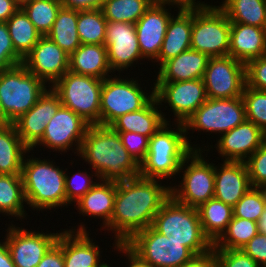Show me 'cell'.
<instances>
[{"mask_svg": "<svg viewBox=\"0 0 266 267\" xmlns=\"http://www.w3.org/2000/svg\"><path fill=\"white\" fill-rule=\"evenodd\" d=\"M241 250L261 267H266V235L258 233Z\"/></svg>", "mask_w": 266, "mask_h": 267, "instance_id": "47", "label": "cell"}, {"mask_svg": "<svg viewBox=\"0 0 266 267\" xmlns=\"http://www.w3.org/2000/svg\"><path fill=\"white\" fill-rule=\"evenodd\" d=\"M123 146L131 157L140 165L149 150V137L135 132H118Z\"/></svg>", "mask_w": 266, "mask_h": 267, "instance_id": "45", "label": "cell"}, {"mask_svg": "<svg viewBox=\"0 0 266 267\" xmlns=\"http://www.w3.org/2000/svg\"><path fill=\"white\" fill-rule=\"evenodd\" d=\"M202 79L207 98H236L246 85V66L232 56L210 57Z\"/></svg>", "mask_w": 266, "mask_h": 267, "instance_id": "13", "label": "cell"}, {"mask_svg": "<svg viewBox=\"0 0 266 267\" xmlns=\"http://www.w3.org/2000/svg\"><path fill=\"white\" fill-rule=\"evenodd\" d=\"M116 196V182L103 181L97 182L84 196L76 203L79 214L101 218L102 228L110 224L114 209Z\"/></svg>", "mask_w": 266, "mask_h": 267, "instance_id": "28", "label": "cell"}, {"mask_svg": "<svg viewBox=\"0 0 266 267\" xmlns=\"http://www.w3.org/2000/svg\"><path fill=\"white\" fill-rule=\"evenodd\" d=\"M219 138L216 150L225 161L245 162L261 146L266 134L255 123L245 120Z\"/></svg>", "mask_w": 266, "mask_h": 267, "instance_id": "21", "label": "cell"}, {"mask_svg": "<svg viewBox=\"0 0 266 267\" xmlns=\"http://www.w3.org/2000/svg\"><path fill=\"white\" fill-rule=\"evenodd\" d=\"M20 7L17 0H0V22H6Z\"/></svg>", "mask_w": 266, "mask_h": 267, "instance_id": "53", "label": "cell"}, {"mask_svg": "<svg viewBox=\"0 0 266 267\" xmlns=\"http://www.w3.org/2000/svg\"><path fill=\"white\" fill-rule=\"evenodd\" d=\"M120 76L103 79L100 99V125L109 126L119 116L144 108L154 97L155 89L148 95L134 78Z\"/></svg>", "mask_w": 266, "mask_h": 267, "instance_id": "9", "label": "cell"}, {"mask_svg": "<svg viewBox=\"0 0 266 267\" xmlns=\"http://www.w3.org/2000/svg\"><path fill=\"white\" fill-rule=\"evenodd\" d=\"M242 98L245 104L246 120L255 123L266 134V91L245 85Z\"/></svg>", "mask_w": 266, "mask_h": 267, "instance_id": "41", "label": "cell"}, {"mask_svg": "<svg viewBox=\"0 0 266 267\" xmlns=\"http://www.w3.org/2000/svg\"><path fill=\"white\" fill-rule=\"evenodd\" d=\"M20 4L22 3V2H24V1H26V0H17Z\"/></svg>", "mask_w": 266, "mask_h": 267, "instance_id": "59", "label": "cell"}, {"mask_svg": "<svg viewBox=\"0 0 266 267\" xmlns=\"http://www.w3.org/2000/svg\"><path fill=\"white\" fill-rule=\"evenodd\" d=\"M90 124L71 109L61 105L47 123L43 137L30 149L43 145L58 152H67L74 145L77 155ZM76 143V144H75ZM74 144V145H73Z\"/></svg>", "mask_w": 266, "mask_h": 267, "instance_id": "14", "label": "cell"}, {"mask_svg": "<svg viewBox=\"0 0 266 267\" xmlns=\"http://www.w3.org/2000/svg\"><path fill=\"white\" fill-rule=\"evenodd\" d=\"M24 203L27 202L22 176L0 174V214L24 219L27 215Z\"/></svg>", "mask_w": 266, "mask_h": 267, "instance_id": "35", "label": "cell"}, {"mask_svg": "<svg viewBox=\"0 0 266 267\" xmlns=\"http://www.w3.org/2000/svg\"><path fill=\"white\" fill-rule=\"evenodd\" d=\"M258 233L266 235V206L257 221Z\"/></svg>", "mask_w": 266, "mask_h": 267, "instance_id": "57", "label": "cell"}, {"mask_svg": "<svg viewBox=\"0 0 266 267\" xmlns=\"http://www.w3.org/2000/svg\"><path fill=\"white\" fill-rule=\"evenodd\" d=\"M0 50H15L6 22H0Z\"/></svg>", "mask_w": 266, "mask_h": 267, "instance_id": "55", "label": "cell"}, {"mask_svg": "<svg viewBox=\"0 0 266 267\" xmlns=\"http://www.w3.org/2000/svg\"><path fill=\"white\" fill-rule=\"evenodd\" d=\"M164 4L153 2L135 23L142 57L156 61L167 31L171 13Z\"/></svg>", "mask_w": 266, "mask_h": 267, "instance_id": "20", "label": "cell"}, {"mask_svg": "<svg viewBox=\"0 0 266 267\" xmlns=\"http://www.w3.org/2000/svg\"><path fill=\"white\" fill-rule=\"evenodd\" d=\"M218 267H261L241 249H213Z\"/></svg>", "mask_w": 266, "mask_h": 267, "instance_id": "44", "label": "cell"}, {"mask_svg": "<svg viewBox=\"0 0 266 267\" xmlns=\"http://www.w3.org/2000/svg\"><path fill=\"white\" fill-rule=\"evenodd\" d=\"M246 120L245 104L242 96L229 99L207 100L186 120L188 130L224 134Z\"/></svg>", "mask_w": 266, "mask_h": 267, "instance_id": "12", "label": "cell"}, {"mask_svg": "<svg viewBox=\"0 0 266 267\" xmlns=\"http://www.w3.org/2000/svg\"><path fill=\"white\" fill-rule=\"evenodd\" d=\"M78 10L61 7L47 37L69 56L81 45L77 32Z\"/></svg>", "mask_w": 266, "mask_h": 267, "instance_id": "32", "label": "cell"}, {"mask_svg": "<svg viewBox=\"0 0 266 267\" xmlns=\"http://www.w3.org/2000/svg\"><path fill=\"white\" fill-rule=\"evenodd\" d=\"M28 157L23 159L21 172L28 207L40 211L67 206L65 171L49 159Z\"/></svg>", "mask_w": 266, "mask_h": 267, "instance_id": "4", "label": "cell"}, {"mask_svg": "<svg viewBox=\"0 0 266 267\" xmlns=\"http://www.w3.org/2000/svg\"><path fill=\"white\" fill-rule=\"evenodd\" d=\"M169 125L166 122L149 138V150L139 165V176L160 180L175 177L180 165L193 150L202 151V147L191 146L183 123H175L176 129H171Z\"/></svg>", "mask_w": 266, "mask_h": 267, "instance_id": "3", "label": "cell"}, {"mask_svg": "<svg viewBox=\"0 0 266 267\" xmlns=\"http://www.w3.org/2000/svg\"><path fill=\"white\" fill-rule=\"evenodd\" d=\"M46 84L19 64L0 72V101L6 124L29 111L47 89Z\"/></svg>", "mask_w": 266, "mask_h": 267, "instance_id": "6", "label": "cell"}, {"mask_svg": "<svg viewBox=\"0 0 266 267\" xmlns=\"http://www.w3.org/2000/svg\"><path fill=\"white\" fill-rule=\"evenodd\" d=\"M169 20L167 31L156 62L161 66L164 62L177 57L191 48L192 9H178Z\"/></svg>", "mask_w": 266, "mask_h": 267, "instance_id": "26", "label": "cell"}, {"mask_svg": "<svg viewBox=\"0 0 266 267\" xmlns=\"http://www.w3.org/2000/svg\"><path fill=\"white\" fill-rule=\"evenodd\" d=\"M106 25L101 9L78 10L77 32L81 44H104Z\"/></svg>", "mask_w": 266, "mask_h": 267, "instance_id": "38", "label": "cell"}, {"mask_svg": "<svg viewBox=\"0 0 266 267\" xmlns=\"http://www.w3.org/2000/svg\"><path fill=\"white\" fill-rule=\"evenodd\" d=\"M153 2V0H105L100 9L107 21L135 24Z\"/></svg>", "mask_w": 266, "mask_h": 267, "instance_id": "37", "label": "cell"}, {"mask_svg": "<svg viewBox=\"0 0 266 267\" xmlns=\"http://www.w3.org/2000/svg\"><path fill=\"white\" fill-rule=\"evenodd\" d=\"M69 71L98 79L110 77L112 70L108 63L107 47L104 44H81L69 56Z\"/></svg>", "mask_w": 266, "mask_h": 267, "instance_id": "29", "label": "cell"}, {"mask_svg": "<svg viewBox=\"0 0 266 267\" xmlns=\"http://www.w3.org/2000/svg\"><path fill=\"white\" fill-rule=\"evenodd\" d=\"M78 156L88 162L97 179L125 181L139 176V164L123 146L118 132L110 126L90 125Z\"/></svg>", "mask_w": 266, "mask_h": 267, "instance_id": "2", "label": "cell"}, {"mask_svg": "<svg viewBox=\"0 0 266 267\" xmlns=\"http://www.w3.org/2000/svg\"><path fill=\"white\" fill-rule=\"evenodd\" d=\"M246 85L266 91V55L249 61L246 65Z\"/></svg>", "mask_w": 266, "mask_h": 267, "instance_id": "46", "label": "cell"}, {"mask_svg": "<svg viewBox=\"0 0 266 267\" xmlns=\"http://www.w3.org/2000/svg\"><path fill=\"white\" fill-rule=\"evenodd\" d=\"M155 97L159 105L168 103L176 123L186 120L207 100L203 79L180 82H154Z\"/></svg>", "mask_w": 266, "mask_h": 267, "instance_id": "15", "label": "cell"}, {"mask_svg": "<svg viewBox=\"0 0 266 267\" xmlns=\"http://www.w3.org/2000/svg\"><path fill=\"white\" fill-rule=\"evenodd\" d=\"M106 39L108 63L111 70L123 71L144 59L136 35L135 24L107 21Z\"/></svg>", "mask_w": 266, "mask_h": 267, "instance_id": "17", "label": "cell"}, {"mask_svg": "<svg viewBox=\"0 0 266 267\" xmlns=\"http://www.w3.org/2000/svg\"><path fill=\"white\" fill-rule=\"evenodd\" d=\"M201 153V150H193L184 159L179 171L184 173L182 181L178 187H170L176 201L194 208L214 198L215 164L208 163Z\"/></svg>", "mask_w": 266, "mask_h": 267, "instance_id": "10", "label": "cell"}, {"mask_svg": "<svg viewBox=\"0 0 266 267\" xmlns=\"http://www.w3.org/2000/svg\"><path fill=\"white\" fill-rule=\"evenodd\" d=\"M78 226L77 231L73 228L63 231L64 267H110L100 262L101 251L84 224Z\"/></svg>", "mask_w": 266, "mask_h": 267, "instance_id": "23", "label": "cell"}, {"mask_svg": "<svg viewBox=\"0 0 266 267\" xmlns=\"http://www.w3.org/2000/svg\"><path fill=\"white\" fill-rule=\"evenodd\" d=\"M258 234L257 222L233 216L213 249L238 250Z\"/></svg>", "mask_w": 266, "mask_h": 267, "instance_id": "36", "label": "cell"}, {"mask_svg": "<svg viewBox=\"0 0 266 267\" xmlns=\"http://www.w3.org/2000/svg\"><path fill=\"white\" fill-rule=\"evenodd\" d=\"M230 21L219 7L206 4L192 9L191 49L209 57L229 56Z\"/></svg>", "mask_w": 266, "mask_h": 267, "instance_id": "7", "label": "cell"}, {"mask_svg": "<svg viewBox=\"0 0 266 267\" xmlns=\"http://www.w3.org/2000/svg\"><path fill=\"white\" fill-rule=\"evenodd\" d=\"M220 167V168H219ZM215 166L214 198L231 207L252 187L247 165L242 161H225Z\"/></svg>", "mask_w": 266, "mask_h": 267, "instance_id": "22", "label": "cell"}, {"mask_svg": "<svg viewBox=\"0 0 266 267\" xmlns=\"http://www.w3.org/2000/svg\"><path fill=\"white\" fill-rule=\"evenodd\" d=\"M263 55H266V29L230 22L229 56L246 65Z\"/></svg>", "mask_w": 266, "mask_h": 267, "instance_id": "24", "label": "cell"}, {"mask_svg": "<svg viewBox=\"0 0 266 267\" xmlns=\"http://www.w3.org/2000/svg\"><path fill=\"white\" fill-rule=\"evenodd\" d=\"M265 206L264 188L251 187L233 207V216L257 222Z\"/></svg>", "mask_w": 266, "mask_h": 267, "instance_id": "40", "label": "cell"}, {"mask_svg": "<svg viewBox=\"0 0 266 267\" xmlns=\"http://www.w3.org/2000/svg\"><path fill=\"white\" fill-rule=\"evenodd\" d=\"M103 79L67 71L51 88L61 104L80 115L90 125H100Z\"/></svg>", "mask_w": 266, "mask_h": 267, "instance_id": "8", "label": "cell"}, {"mask_svg": "<svg viewBox=\"0 0 266 267\" xmlns=\"http://www.w3.org/2000/svg\"><path fill=\"white\" fill-rule=\"evenodd\" d=\"M28 152L30 149L20 139L13 123L0 126V174L21 175Z\"/></svg>", "mask_w": 266, "mask_h": 267, "instance_id": "30", "label": "cell"}, {"mask_svg": "<svg viewBox=\"0 0 266 267\" xmlns=\"http://www.w3.org/2000/svg\"><path fill=\"white\" fill-rule=\"evenodd\" d=\"M61 105L59 95L50 87L29 111L13 122L20 139L29 149L43 137L47 123Z\"/></svg>", "mask_w": 266, "mask_h": 267, "instance_id": "19", "label": "cell"}, {"mask_svg": "<svg viewBox=\"0 0 266 267\" xmlns=\"http://www.w3.org/2000/svg\"><path fill=\"white\" fill-rule=\"evenodd\" d=\"M68 173H65V191H66V199L67 206L76 203L82 196H84L90 189H92L96 183L91 178L90 174H88L85 170L80 171L73 176H68ZM81 180V181H80Z\"/></svg>", "mask_w": 266, "mask_h": 267, "instance_id": "42", "label": "cell"}, {"mask_svg": "<svg viewBox=\"0 0 266 267\" xmlns=\"http://www.w3.org/2000/svg\"><path fill=\"white\" fill-rule=\"evenodd\" d=\"M159 182L160 179L141 176L116 182L113 214L106 227L114 231L115 243H126L135 233L152 225L154 216L171 196V186Z\"/></svg>", "mask_w": 266, "mask_h": 267, "instance_id": "1", "label": "cell"}, {"mask_svg": "<svg viewBox=\"0 0 266 267\" xmlns=\"http://www.w3.org/2000/svg\"><path fill=\"white\" fill-rule=\"evenodd\" d=\"M6 24L15 52L24 59L37 44L42 34L34 27L21 7L6 21Z\"/></svg>", "mask_w": 266, "mask_h": 267, "instance_id": "33", "label": "cell"}, {"mask_svg": "<svg viewBox=\"0 0 266 267\" xmlns=\"http://www.w3.org/2000/svg\"><path fill=\"white\" fill-rule=\"evenodd\" d=\"M37 267H64L63 231L60 232L57 242L43 256Z\"/></svg>", "mask_w": 266, "mask_h": 267, "instance_id": "48", "label": "cell"}, {"mask_svg": "<svg viewBox=\"0 0 266 267\" xmlns=\"http://www.w3.org/2000/svg\"><path fill=\"white\" fill-rule=\"evenodd\" d=\"M22 64L45 84L51 83V87L69 70V55L47 36H42Z\"/></svg>", "mask_w": 266, "mask_h": 267, "instance_id": "18", "label": "cell"}, {"mask_svg": "<svg viewBox=\"0 0 266 267\" xmlns=\"http://www.w3.org/2000/svg\"><path fill=\"white\" fill-rule=\"evenodd\" d=\"M6 231L5 242L16 267H37L60 235V232L27 231L12 224Z\"/></svg>", "mask_w": 266, "mask_h": 267, "instance_id": "16", "label": "cell"}, {"mask_svg": "<svg viewBox=\"0 0 266 267\" xmlns=\"http://www.w3.org/2000/svg\"><path fill=\"white\" fill-rule=\"evenodd\" d=\"M6 125V116L3 114L1 101H0V126Z\"/></svg>", "mask_w": 266, "mask_h": 267, "instance_id": "58", "label": "cell"}, {"mask_svg": "<svg viewBox=\"0 0 266 267\" xmlns=\"http://www.w3.org/2000/svg\"><path fill=\"white\" fill-rule=\"evenodd\" d=\"M61 7L60 0H26L21 3V8L42 36L51 30Z\"/></svg>", "mask_w": 266, "mask_h": 267, "instance_id": "39", "label": "cell"}, {"mask_svg": "<svg viewBox=\"0 0 266 267\" xmlns=\"http://www.w3.org/2000/svg\"><path fill=\"white\" fill-rule=\"evenodd\" d=\"M209 56L199 51L188 49L177 57L164 62L158 69L155 82H180L202 79Z\"/></svg>", "mask_w": 266, "mask_h": 267, "instance_id": "25", "label": "cell"}, {"mask_svg": "<svg viewBox=\"0 0 266 267\" xmlns=\"http://www.w3.org/2000/svg\"><path fill=\"white\" fill-rule=\"evenodd\" d=\"M252 187H266V139L245 161Z\"/></svg>", "mask_w": 266, "mask_h": 267, "instance_id": "43", "label": "cell"}, {"mask_svg": "<svg viewBox=\"0 0 266 267\" xmlns=\"http://www.w3.org/2000/svg\"><path fill=\"white\" fill-rule=\"evenodd\" d=\"M63 7L74 10L100 9L105 0H60Z\"/></svg>", "mask_w": 266, "mask_h": 267, "instance_id": "49", "label": "cell"}, {"mask_svg": "<svg viewBox=\"0 0 266 267\" xmlns=\"http://www.w3.org/2000/svg\"><path fill=\"white\" fill-rule=\"evenodd\" d=\"M125 244L153 267H181L195 256L172 235L166 237L152 226L135 233Z\"/></svg>", "mask_w": 266, "mask_h": 267, "instance_id": "11", "label": "cell"}, {"mask_svg": "<svg viewBox=\"0 0 266 267\" xmlns=\"http://www.w3.org/2000/svg\"><path fill=\"white\" fill-rule=\"evenodd\" d=\"M181 267H218L213 253V248L205 254L194 256Z\"/></svg>", "mask_w": 266, "mask_h": 267, "instance_id": "50", "label": "cell"}, {"mask_svg": "<svg viewBox=\"0 0 266 267\" xmlns=\"http://www.w3.org/2000/svg\"><path fill=\"white\" fill-rule=\"evenodd\" d=\"M151 226L166 237L172 235L195 256L213 248L203 233L197 208L179 203L172 196L163 203Z\"/></svg>", "mask_w": 266, "mask_h": 267, "instance_id": "5", "label": "cell"}, {"mask_svg": "<svg viewBox=\"0 0 266 267\" xmlns=\"http://www.w3.org/2000/svg\"><path fill=\"white\" fill-rule=\"evenodd\" d=\"M115 248L120 253H125L124 256L127 257L128 262H130L128 267H153L146 261L142 260L137 254H135L125 243H114Z\"/></svg>", "mask_w": 266, "mask_h": 267, "instance_id": "52", "label": "cell"}, {"mask_svg": "<svg viewBox=\"0 0 266 267\" xmlns=\"http://www.w3.org/2000/svg\"><path fill=\"white\" fill-rule=\"evenodd\" d=\"M158 100L154 97L144 108L135 112L119 116L109 126L116 132H135L151 137L167 121L161 110Z\"/></svg>", "mask_w": 266, "mask_h": 267, "instance_id": "27", "label": "cell"}, {"mask_svg": "<svg viewBox=\"0 0 266 267\" xmlns=\"http://www.w3.org/2000/svg\"><path fill=\"white\" fill-rule=\"evenodd\" d=\"M230 22L264 28L266 0H224L219 6Z\"/></svg>", "mask_w": 266, "mask_h": 267, "instance_id": "34", "label": "cell"}, {"mask_svg": "<svg viewBox=\"0 0 266 267\" xmlns=\"http://www.w3.org/2000/svg\"><path fill=\"white\" fill-rule=\"evenodd\" d=\"M23 63L15 50H0V72Z\"/></svg>", "mask_w": 266, "mask_h": 267, "instance_id": "51", "label": "cell"}, {"mask_svg": "<svg viewBox=\"0 0 266 267\" xmlns=\"http://www.w3.org/2000/svg\"><path fill=\"white\" fill-rule=\"evenodd\" d=\"M0 267H16L5 241L0 242Z\"/></svg>", "mask_w": 266, "mask_h": 267, "instance_id": "56", "label": "cell"}, {"mask_svg": "<svg viewBox=\"0 0 266 267\" xmlns=\"http://www.w3.org/2000/svg\"><path fill=\"white\" fill-rule=\"evenodd\" d=\"M197 210L203 233L214 244L226 231L228 223L233 218V207L211 198Z\"/></svg>", "mask_w": 266, "mask_h": 267, "instance_id": "31", "label": "cell"}, {"mask_svg": "<svg viewBox=\"0 0 266 267\" xmlns=\"http://www.w3.org/2000/svg\"><path fill=\"white\" fill-rule=\"evenodd\" d=\"M155 3L171 5L178 7L179 9H194L205 6L207 3L195 2L196 0H153Z\"/></svg>", "mask_w": 266, "mask_h": 267, "instance_id": "54", "label": "cell"}]
</instances>
